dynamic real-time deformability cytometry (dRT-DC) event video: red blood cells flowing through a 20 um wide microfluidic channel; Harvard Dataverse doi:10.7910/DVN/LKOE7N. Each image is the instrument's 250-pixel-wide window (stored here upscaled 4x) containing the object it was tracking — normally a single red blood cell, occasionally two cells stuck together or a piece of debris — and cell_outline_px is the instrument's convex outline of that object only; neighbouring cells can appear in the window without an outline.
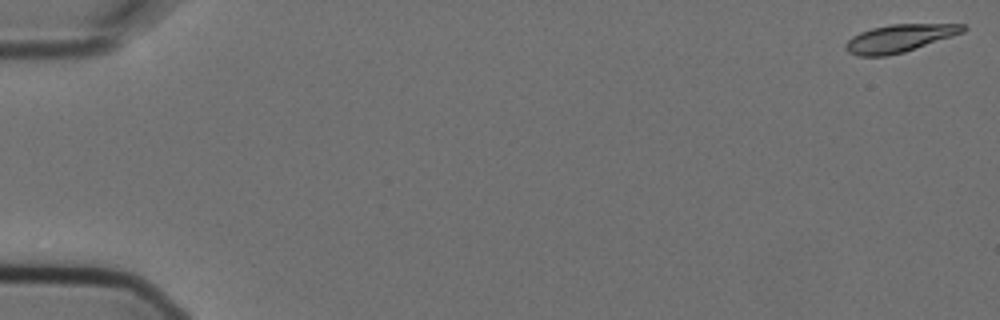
{"species": "Egyptian fruit bat (a non-hibernating species)", "species_latin": "Rousettus aegyptiacus", "temperature_condition": "cold", "stored_images_in_passage": 5, "camera_frame_rate_fps": 3000, "um_per_image_px": 0.085, "animal": {"sex": "female"}, "frame": {"image": 1, "passage_image": 1, "time_ms": 0.0, "image_size_px": [1000, 320], "cell_outline_px": [[968, 28], [964, 32], [904, 52], [888, 56], [856, 56], [848, 52], [844, 48], [844, 44], [852, 36], [860, 32], [872, 28], [892, 24], [964, 24]], "centroid_in_image_um": [76.42, 3.26], "position_along_channel_um": 8.6, "area_um2": 18.96}}
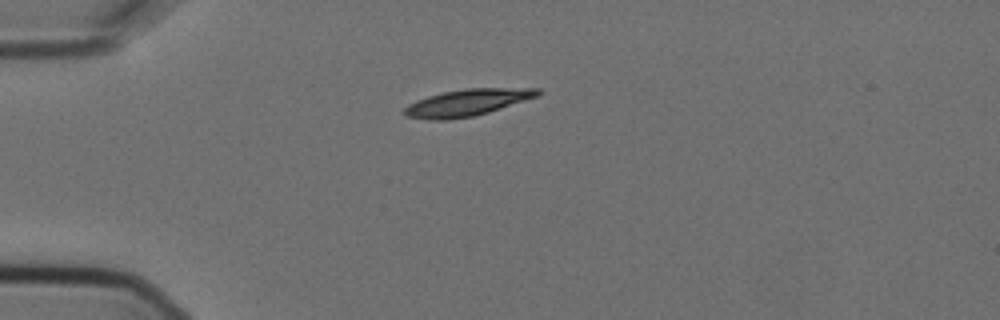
{"frame": {"image": 2, "passage_image": 5, "time_ms": 1.333, "image_size_px": [1000, 320], "cell_outline_px": [[544, 92], [540, 96], [488, 112], [472, 116], [448, 120], [428, 120], [404, 116], [404, 108], [408, 104], [416, 100], [428, 96], [444, 92], [464, 88], [540, 88]], "centroid_in_image_um": [39.74, 8.71], "position_along_channel_um": 45.3, "area_um2": 20.98}}